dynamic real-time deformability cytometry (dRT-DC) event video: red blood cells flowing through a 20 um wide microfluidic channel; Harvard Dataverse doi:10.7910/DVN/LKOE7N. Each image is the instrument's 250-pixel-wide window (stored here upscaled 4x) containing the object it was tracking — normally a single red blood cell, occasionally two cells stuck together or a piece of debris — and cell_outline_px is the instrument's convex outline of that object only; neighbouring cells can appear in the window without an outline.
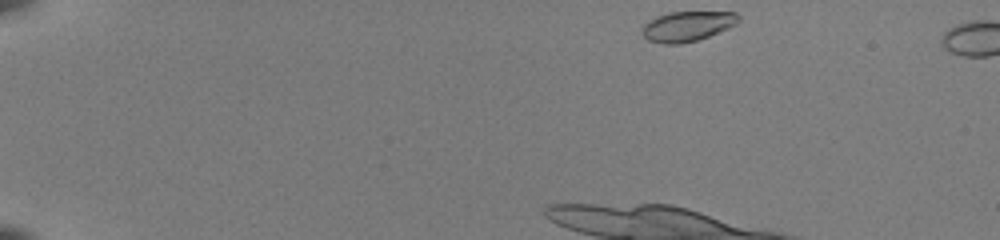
{"species": "common noctule bat (a hibernating species)", "species_latin": "Nyctalus noctula", "temperature_condition": "room temperature", "stored_images_in_passage": 4, "camera_frame_rate_fps": 3000, "um_per_image_px": 0.085, "animal": {"sex": "female", "body_mass_g": 22.0, "forearm_length_mm": 56.7}, "frame": {"image": 1, "passage_image": 1, "time_ms": 0.0, "image_size_px": [1000, 240], "cell_outline_px": [[740, 20], [736, 24], [728, 28], [708, 36], [696, 40], [680, 44], [664, 44], [648, 40], [640, 32], [644, 24], [656, 16], [668, 12], [736, 12], [740, 16]], "centroid_in_image_um": [58.41, 2.22], "position_along_channel_um": 26.6, "area_um2": 16.88}}